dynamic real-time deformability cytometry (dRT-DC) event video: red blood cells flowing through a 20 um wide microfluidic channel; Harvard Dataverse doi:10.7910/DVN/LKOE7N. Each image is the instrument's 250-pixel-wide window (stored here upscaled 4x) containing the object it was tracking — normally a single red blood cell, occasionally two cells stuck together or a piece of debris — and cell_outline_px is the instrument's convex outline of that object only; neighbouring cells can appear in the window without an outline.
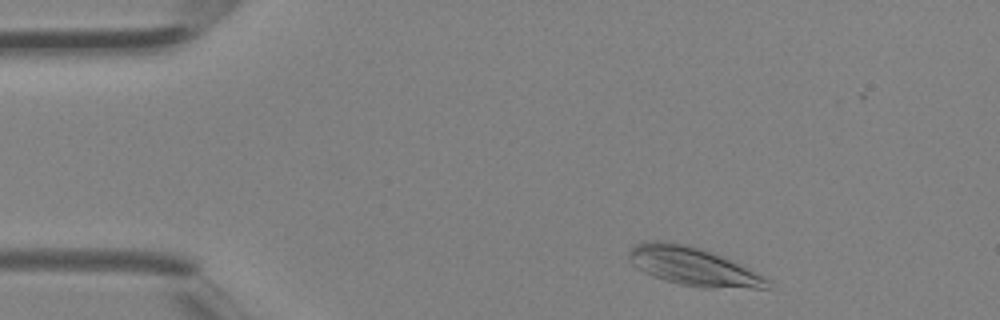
{"species": "Egyptian fruit bat (a non-hibernating species)", "species_latin": "Rousettus aegyptiacus", "temperature_condition": "room temperature", "stored_images_in_passage": 2, "camera_frame_rate_fps": 3000, "um_per_image_px": 0.085, "animal": {"sex": "female"}, "frame": {"image": 1, "passage_image": 1, "time_ms": 0.0, "image_size_px": [1000, 320], "cell_outline_px": [[768, 288], [700, 288], [680, 284], [664, 280], [652, 276], [644, 272], [632, 264], [628, 256], [628, 252], [636, 244], [644, 240], [664, 240], [688, 244], [704, 248], [748, 268], [764, 276], [768, 280]], "centroid_in_image_um": [58.86, 22.62], "position_along_channel_um": 26.1, "area_um2": 31.21}}